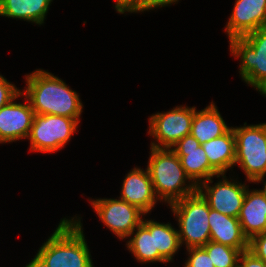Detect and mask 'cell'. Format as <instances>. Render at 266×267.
<instances>
[{"label": "cell", "instance_id": "484cf974", "mask_svg": "<svg viewBox=\"0 0 266 267\" xmlns=\"http://www.w3.org/2000/svg\"><path fill=\"white\" fill-rule=\"evenodd\" d=\"M179 0H139V3L130 11V13H139L176 4Z\"/></svg>", "mask_w": 266, "mask_h": 267}, {"label": "cell", "instance_id": "4fadbf2b", "mask_svg": "<svg viewBox=\"0 0 266 267\" xmlns=\"http://www.w3.org/2000/svg\"><path fill=\"white\" fill-rule=\"evenodd\" d=\"M266 25V0H236L225 27L229 40L241 38Z\"/></svg>", "mask_w": 266, "mask_h": 267}, {"label": "cell", "instance_id": "d6986e66", "mask_svg": "<svg viewBox=\"0 0 266 267\" xmlns=\"http://www.w3.org/2000/svg\"><path fill=\"white\" fill-rule=\"evenodd\" d=\"M202 147L210 166L218 174H226L229 169L234 168L236 140L232 126L225 134L202 144Z\"/></svg>", "mask_w": 266, "mask_h": 267}, {"label": "cell", "instance_id": "52a82bcc", "mask_svg": "<svg viewBox=\"0 0 266 267\" xmlns=\"http://www.w3.org/2000/svg\"><path fill=\"white\" fill-rule=\"evenodd\" d=\"M79 122L59 115L34 114L27 137L32 152L53 153L63 149L76 133Z\"/></svg>", "mask_w": 266, "mask_h": 267}, {"label": "cell", "instance_id": "7c38bea8", "mask_svg": "<svg viewBox=\"0 0 266 267\" xmlns=\"http://www.w3.org/2000/svg\"><path fill=\"white\" fill-rule=\"evenodd\" d=\"M20 93L9 104L0 108V143H10L27 139L34 117V110L24 96V103L15 102Z\"/></svg>", "mask_w": 266, "mask_h": 267}, {"label": "cell", "instance_id": "f546056e", "mask_svg": "<svg viewBox=\"0 0 266 267\" xmlns=\"http://www.w3.org/2000/svg\"><path fill=\"white\" fill-rule=\"evenodd\" d=\"M262 182L264 186L262 187V189H259V190L266 197V180L264 179V176L261 178H258L254 183L256 184V183H262Z\"/></svg>", "mask_w": 266, "mask_h": 267}, {"label": "cell", "instance_id": "44dd1931", "mask_svg": "<svg viewBox=\"0 0 266 267\" xmlns=\"http://www.w3.org/2000/svg\"><path fill=\"white\" fill-rule=\"evenodd\" d=\"M154 242L155 249L167 261H173L174 255L181 246L178 229L171 223H160L154 221Z\"/></svg>", "mask_w": 266, "mask_h": 267}, {"label": "cell", "instance_id": "5b68a950", "mask_svg": "<svg viewBox=\"0 0 266 267\" xmlns=\"http://www.w3.org/2000/svg\"><path fill=\"white\" fill-rule=\"evenodd\" d=\"M167 206L177 218L181 246L203 247L210 241V207L198 191Z\"/></svg>", "mask_w": 266, "mask_h": 267}, {"label": "cell", "instance_id": "d4e9b609", "mask_svg": "<svg viewBox=\"0 0 266 267\" xmlns=\"http://www.w3.org/2000/svg\"><path fill=\"white\" fill-rule=\"evenodd\" d=\"M248 250L266 263V231L253 236L249 240Z\"/></svg>", "mask_w": 266, "mask_h": 267}, {"label": "cell", "instance_id": "83f0119b", "mask_svg": "<svg viewBox=\"0 0 266 267\" xmlns=\"http://www.w3.org/2000/svg\"><path fill=\"white\" fill-rule=\"evenodd\" d=\"M116 3L113 7L116 12L124 14L125 12H130L138 3L139 0H115Z\"/></svg>", "mask_w": 266, "mask_h": 267}, {"label": "cell", "instance_id": "4316f807", "mask_svg": "<svg viewBox=\"0 0 266 267\" xmlns=\"http://www.w3.org/2000/svg\"><path fill=\"white\" fill-rule=\"evenodd\" d=\"M237 267H266V263L249 250L240 253Z\"/></svg>", "mask_w": 266, "mask_h": 267}, {"label": "cell", "instance_id": "ba28073f", "mask_svg": "<svg viewBox=\"0 0 266 267\" xmlns=\"http://www.w3.org/2000/svg\"><path fill=\"white\" fill-rule=\"evenodd\" d=\"M196 107L176 106L167 112H157L149 117L148 134L154 138L151 147L171 148L191 132Z\"/></svg>", "mask_w": 266, "mask_h": 267}, {"label": "cell", "instance_id": "5bb4252c", "mask_svg": "<svg viewBox=\"0 0 266 267\" xmlns=\"http://www.w3.org/2000/svg\"><path fill=\"white\" fill-rule=\"evenodd\" d=\"M119 199L136 206L146 215L151 213L159 201L156 197L153 184L146 168L134 167L124 177Z\"/></svg>", "mask_w": 266, "mask_h": 267}, {"label": "cell", "instance_id": "7402d4cb", "mask_svg": "<svg viewBox=\"0 0 266 267\" xmlns=\"http://www.w3.org/2000/svg\"><path fill=\"white\" fill-rule=\"evenodd\" d=\"M203 248L215 267H237L241 253L238 249L211 240Z\"/></svg>", "mask_w": 266, "mask_h": 267}, {"label": "cell", "instance_id": "2e32d148", "mask_svg": "<svg viewBox=\"0 0 266 267\" xmlns=\"http://www.w3.org/2000/svg\"><path fill=\"white\" fill-rule=\"evenodd\" d=\"M238 220L248 240L266 231V197L259 189L247 187Z\"/></svg>", "mask_w": 266, "mask_h": 267}, {"label": "cell", "instance_id": "9c48e42d", "mask_svg": "<svg viewBox=\"0 0 266 267\" xmlns=\"http://www.w3.org/2000/svg\"><path fill=\"white\" fill-rule=\"evenodd\" d=\"M89 201L99 220L122 240L128 238L146 215L136 206L119 198H96Z\"/></svg>", "mask_w": 266, "mask_h": 267}, {"label": "cell", "instance_id": "3957f363", "mask_svg": "<svg viewBox=\"0 0 266 267\" xmlns=\"http://www.w3.org/2000/svg\"><path fill=\"white\" fill-rule=\"evenodd\" d=\"M150 151L147 169L159 201L169 205L197 191L171 148L150 147Z\"/></svg>", "mask_w": 266, "mask_h": 267}, {"label": "cell", "instance_id": "603a6c76", "mask_svg": "<svg viewBox=\"0 0 266 267\" xmlns=\"http://www.w3.org/2000/svg\"><path fill=\"white\" fill-rule=\"evenodd\" d=\"M186 250L188 257L183 267H215L203 247H193Z\"/></svg>", "mask_w": 266, "mask_h": 267}, {"label": "cell", "instance_id": "e0dca14e", "mask_svg": "<svg viewBox=\"0 0 266 267\" xmlns=\"http://www.w3.org/2000/svg\"><path fill=\"white\" fill-rule=\"evenodd\" d=\"M135 232V233H134ZM127 249L140 263H168L155 249L154 242V220L143 217V221L128 236Z\"/></svg>", "mask_w": 266, "mask_h": 267}, {"label": "cell", "instance_id": "ffe728a7", "mask_svg": "<svg viewBox=\"0 0 266 267\" xmlns=\"http://www.w3.org/2000/svg\"><path fill=\"white\" fill-rule=\"evenodd\" d=\"M53 0H0V16L43 25Z\"/></svg>", "mask_w": 266, "mask_h": 267}, {"label": "cell", "instance_id": "7a4b0ae2", "mask_svg": "<svg viewBox=\"0 0 266 267\" xmlns=\"http://www.w3.org/2000/svg\"><path fill=\"white\" fill-rule=\"evenodd\" d=\"M80 218L61 219L53 234L42 243L36 254L49 267H94Z\"/></svg>", "mask_w": 266, "mask_h": 267}, {"label": "cell", "instance_id": "ac0fdd59", "mask_svg": "<svg viewBox=\"0 0 266 267\" xmlns=\"http://www.w3.org/2000/svg\"><path fill=\"white\" fill-rule=\"evenodd\" d=\"M230 128L212 101L206 108L198 111L197 109L195 110L190 134L202 145L222 136Z\"/></svg>", "mask_w": 266, "mask_h": 267}, {"label": "cell", "instance_id": "f1b7e54d", "mask_svg": "<svg viewBox=\"0 0 266 267\" xmlns=\"http://www.w3.org/2000/svg\"><path fill=\"white\" fill-rule=\"evenodd\" d=\"M25 267H49L37 254Z\"/></svg>", "mask_w": 266, "mask_h": 267}, {"label": "cell", "instance_id": "8fae6325", "mask_svg": "<svg viewBox=\"0 0 266 267\" xmlns=\"http://www.w3.org/2000/svg\"><path fill=\"white\" fill-rule=\"evenodd\" d=\"M180 159L186 175L198 186L218 173L210 166L209 160L200 142L191 134L180 139L171 147Z\"/></svg>", "mask_w": 266, "mask_h": 267}, {"label": "cell", "instance_id": "9a60e30c", "mask_svg": "<svg viewBox=\"0 0 266 267\" xmlns=\"http://www.w3.org/2000/svg\"><path fill=\"white\" fill-rule=\"evenodd\" d=\"M210 240L224 244L240 252L249 249V240L244 235L240 221L210 208L209 211Z\"/></svg>", "mask_w": 266, "mask_h": 267}, {"label": "cell", "instance_id": "8992f818", "mask_svg": "<svg viewBox=\"0 0 266 267\" xmlns=\"http://www.w3.org/2000/svg\"><path fill=\"white\" fill-rule=\"evenodd\" d=\"M236 140L235 165L254 183L266 176V123L233 127Z\"/></svg>", "mask_w": 266, "mask_h": 267}, {"label": "cell", "instance_id": "6da1fadb", "mask_svg": "<svg viewBox=\"0 0 266 267\" xmlns=\"http://www.w3.org/2000/svg\"><path fill=\"white\" fill-rule=\"evenodd\" d=\"M27 87L22 90L37 114L59 115L80 122L83 104L79 94L54 74L43 69L25 75Z\"/></svg>", "mask_w": 266, "mask_h": 267}, {"label": "cell", "instance_id": "277c9868", "mask_svg": "<svg viewBox=\"0 0 266 267\" xmlns=\"http://www.w3.org/2000/svg\"><path fill=\"white\" fill-rule=\"evenodd\" d=\"M229 42L233 57H240L241 79L266 97V25Z\"/></svg>", "mask_w": 266, "mask_h": 267}, {"label": "cell", "instance_id": "cb8c5ba5", "mask_svg": "<svg viewBox=\"0 0 266 267\" xmlns=\"http://www.w3.org/2000/svg\"><path fill=\"white\" fill-rule=\"evenodd\" d=\"M20 93V89L0 74V108L9 104Z\"/></svg>", "mask_w": 266, "mask_h": 267}, {"label": "cell", "instance_id": "30bf717a", "mask_svg": "<svg viewBox=\"0 0 266 267\" xmlns=\"http://www.w3.org/2000/svg\"><path fill=\"white\" fill-rule=\"evenodd\" d=\"M225 175L219 174L218 180L220 177L222 179L213 185L214 181L212 180L214 177L202 182L197 186V191L207 201L211 209L227 216L238 218L249 185L239 180L236 181L231 178L229 180Z\"/></svg>", "mask_w": 266, "mask_h": 267}]
</instances>
